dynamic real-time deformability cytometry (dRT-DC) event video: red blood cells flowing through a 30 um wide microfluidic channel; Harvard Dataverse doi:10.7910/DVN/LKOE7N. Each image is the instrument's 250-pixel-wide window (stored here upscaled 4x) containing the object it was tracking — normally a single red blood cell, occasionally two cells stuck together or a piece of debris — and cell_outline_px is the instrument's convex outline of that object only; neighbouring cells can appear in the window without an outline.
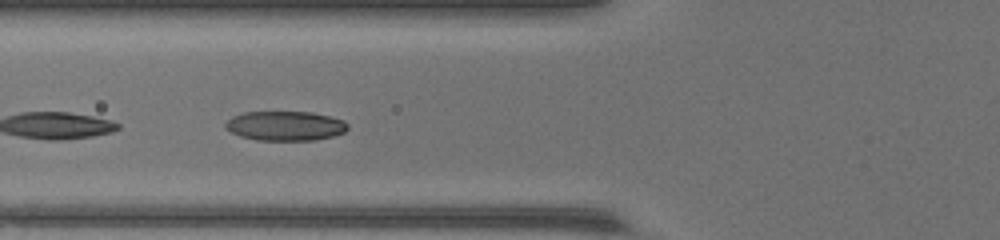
{"species": "common noctule bat (a hibernating species)", "species_latin": "Nyctalus noctula", "temperature_condition": "warm", "stored_images_in_passage": 23, "camera_frame_rate_fps": 3000, "um_per_image_px": 0.085, "animal": {"sex": "female", "body_mass_g": 17.0, "forearm_length_mm": 48.0}, "frame": {"image": 1, "passage_image": 18, "time_ms": 5.667, "image_size_px": [1000, 240], "cell_outline_px": [[348, 128], [344, 132], [332, 136], [316, 140], [256, 140], [240, 136], [224, 128], [224, 124], [232, 116], [244, 112], [312, 112], [344, 120], [348, 124]], "centroid_in_image_um": [24.23, 10.7], "position_along_channel_um": 101.6, "area_um2": 21.04}}